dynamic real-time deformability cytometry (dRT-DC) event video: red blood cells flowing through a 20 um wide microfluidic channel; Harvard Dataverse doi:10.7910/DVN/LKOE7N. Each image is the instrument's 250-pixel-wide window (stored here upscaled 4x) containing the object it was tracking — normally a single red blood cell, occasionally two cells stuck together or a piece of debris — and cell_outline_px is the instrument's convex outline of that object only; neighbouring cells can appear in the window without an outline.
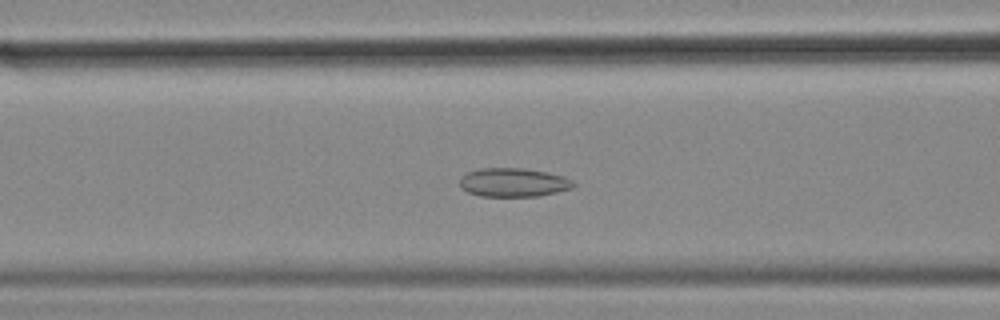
{"species": "common noctule bat (a hibernating species)", "species_latin": "Nyctalus noctula", "temperature_condition": "cold", "stored_images_in_passage": 50, "camera_frame_rate_fps": 3000, "um_per_image_px": 0.085, "animal": {"sex": "female", "body_mass_g": 18.4}, "frame": {"image": 1, "passage_image": 16, "time_ms": 5.0, "image_size_px": [1000, 320], "cell_outline_px": [[576, 184], [572, 188], [540, 196], [480, 196], [468, 192], [460, 188], [460, 176], [464, 172], [480, 168], [524, 168], [564, 176], [572, 180]], "centroid_in_image_um": [43.6, 15.5], "position_along_channel_um": 123.0, "area_um2": 19.19}}
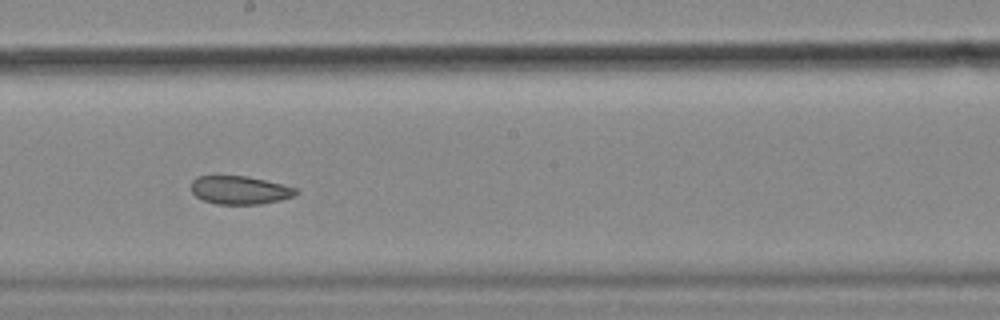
{"frame": {"image": 2, "passage_image": 25, "time_ms": 8.0, "image_size_px": [1000, 320], "cell_outline_px": [[300, 192], [296, 196], [280, 200], [260, 204], [216, 204], [204, 200], [196, 196], [192, 192], [192, 180], [196, 176], [248, 176], [296, 188]], "centroid_in_image_um": [20.4, 16.16], "position_along_channel_um": 227.8, "area_um2": 17.22}}
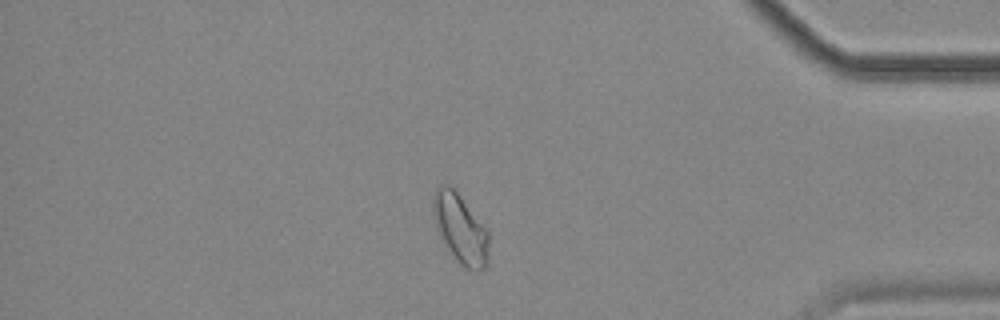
{"frame": {"image": 3, "passage_image": 42, "time_ms": 13.667, "image_size_px": [1000, 320], "cell_outline_px": [[488, 256], [484, 268], [476, 272], [460, 264], [440, 236], [436, 228], [432, 208], [432, 196], [436, 188], [440, 184], [448, 184], [456, 192], [488, 232]], "centroid_in_image_um": [39.1, 19.42], "position_along_channel_um": 396.1, "area_um2": 21.85}, "authors_computed_cell_mechanics": {"area_um2": 19.8543, "velocity_mm_per_s": 3.5093, "shape_relaxation_time_tau1_ms": null, "shape_relaxation_time_tau2_ms": 2.5839, "deformation_change_tau1": null, "deformation_change_tau2": 0.075}}